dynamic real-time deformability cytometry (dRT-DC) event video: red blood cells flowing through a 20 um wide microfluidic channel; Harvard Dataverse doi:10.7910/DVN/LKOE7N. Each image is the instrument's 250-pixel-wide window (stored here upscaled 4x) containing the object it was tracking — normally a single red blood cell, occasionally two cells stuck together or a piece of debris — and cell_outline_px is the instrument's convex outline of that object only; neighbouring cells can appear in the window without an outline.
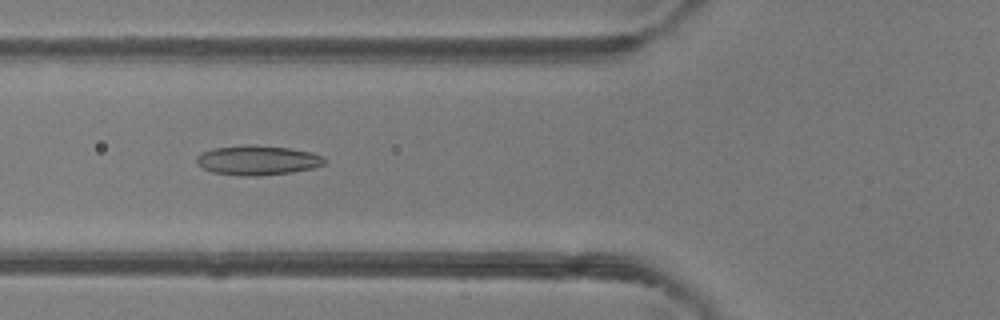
{"species": "common noctule bat (a hibernating species)", "species_latin": "Nyctalus noctula", "temperature_condition": "room temperature", "stored_images_in_passage": 48, "camera_frame_rate_fps": 3000, "um_per_image_px": 0.085, "animal": {"sex": "female"}, "frame": {"image": 1, "passage_image": 18, "time_ms": 5.667, "image_size_px": [1000, 320], "cell_outline_px": [[328, 160], [324, 164], [312, 168], [292, 172], [256, 176], [240, 176], [212, 172], [196, 164], [196, 156], [200, 152], [212, 148], [244, 144], [256, 144], [288, 148], [312, 152], [324, 156]], "centroid_in_image_um": [21.87, 13.6], "position_along_channel_um": 103.9, "area_um2": 22.48}}
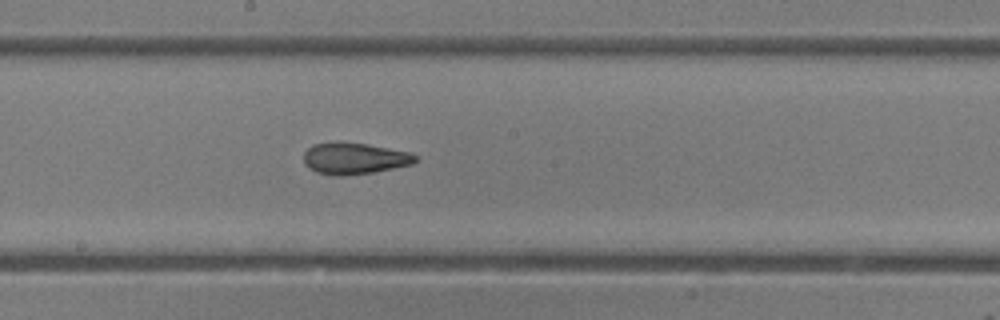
{"frame": {"image": 2, "passage_image": 26, "time_ms": 8.333, "image_size_px": [1000, 320], "cell_outline_px": [[420, 160], [412, 164], [372, 172], [344, 176], [332, 176], [316, 172], [308, 168], [304, 164], [304, 152], [312, 144], [368, 144], [408, 152], [416, 156]], "centroid_in_image_um": [30.11, 13.5], "position_along_channel_um": 218.1, "area_um2": 20.06}}
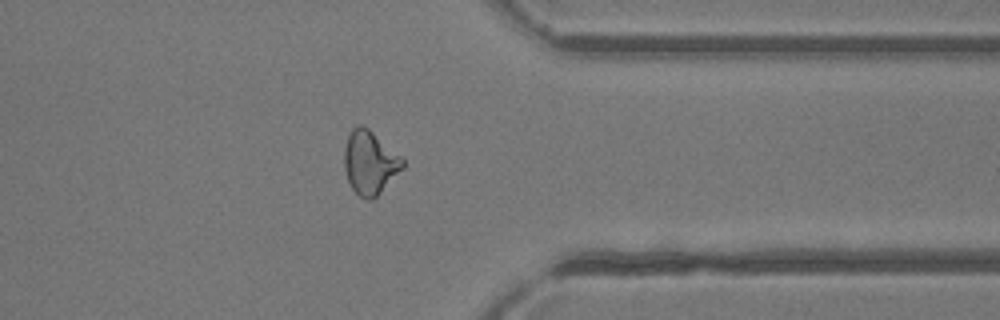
{"frame": {"image": 3, "passage_image": 38, "time_ms": 12.333, "image_size_px": [1000, 320], "cell_outline_px": [[404, 168], [372, 200], [368, 200], [360, 196], [352, 188], [348, 180], [344, 168], [344, 148], [348, 136], [352, 128], [360, 124], [368, 128], [400, 156], [404, 160]], "centroid_in_image_um": [31.42, 13.82], "position_along_channel_um": 380.0, "area_um2": 21.33}, "authors_computed_cell_mechanics": {"area_um2": 21.5016, "velocity_mm_per_s": 4.262, "shape_relaxation_time_tau1_ms": null, "shape_relaxation_time_tau2_ms": 1.9561, "deformation_change_tau1": null, "deformation_change_tau2": 0.098}}